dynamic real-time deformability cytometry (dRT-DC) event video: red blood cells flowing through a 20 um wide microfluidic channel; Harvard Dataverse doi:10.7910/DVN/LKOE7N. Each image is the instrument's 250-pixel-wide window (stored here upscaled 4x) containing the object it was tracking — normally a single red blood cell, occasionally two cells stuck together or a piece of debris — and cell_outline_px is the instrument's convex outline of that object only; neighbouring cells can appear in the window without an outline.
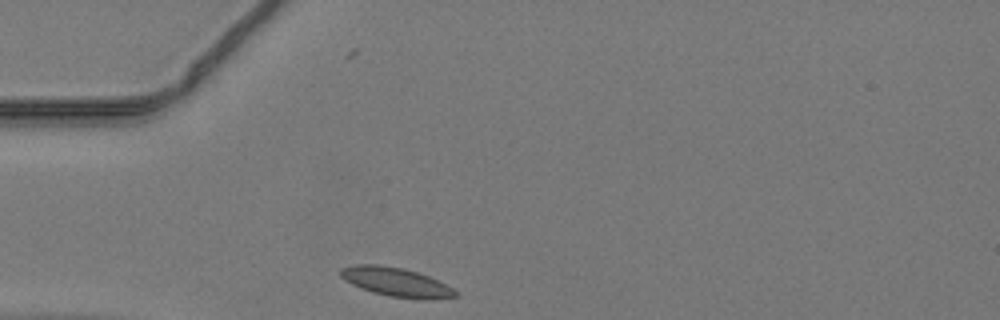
{"species": "common noctule bat (a hibernating species)", "species_latin": "Nyctalus noctula", "temperature_condition": "warm", "stored_images_in_passage": 28, "camera_frame_rate_fps": 3000, "um_per_image_px": 0.085, "animal": {"sex": "male", "body_mass_g": 19.2, "forearm_length_mm": 51.8}, "frame": {"image": 1, "passage_image": 1, "time_ms": 0.0, "image_size_px": [1000, 320], "cell_outline_px": [[460, 296], [432, 300], [420, 300], [388, 296], [372, 292], [360, 288], [344, 280], [340, 276], [340, 268], [356, 264], [380, 264], [404, 268], [428, 276], [452, 288]], "centroid_in_image_um": [33.65, 23.98], "position_along_channel_um": 51.3, "area_um2": 19.59}}
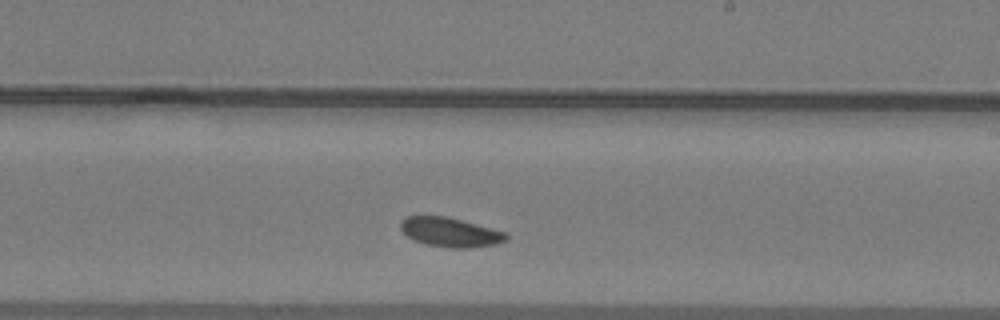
{"frame": {"image": 2, "passage_image": 16, "time_ms": 5.0, "image_size_px": [1000, 320], "cell_outline_px": [[508, 240], [496, 244], [468, 248], [456, 248], [428, 244], [416, 240], [408, 236], [400, 228], [400, 224], [408, 216], [444, 216], [508, 232]], "centroid_in_image_um": [38.34, 19.74], "position_along_channel_um": 250.7, "area_um2": 17.69}}
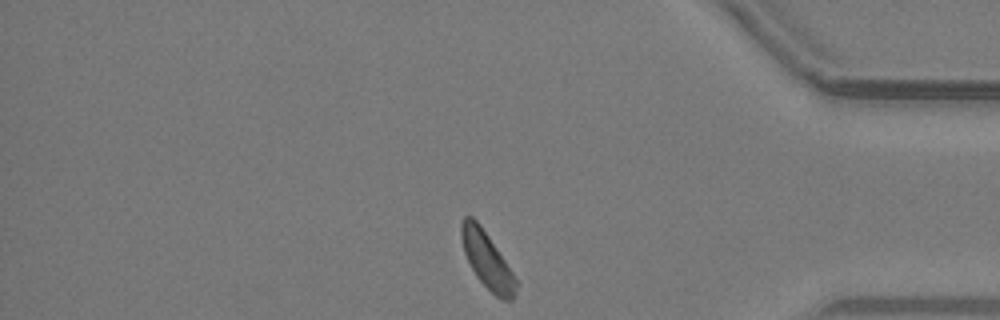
{"frame": {"image": 3, "passage_image": 28, "time_ms": 9.0, "image_size_px": [1000, 320], "cell_outline_px": [[520, 284], [512, 300], [504, 300], [496, 296], [476, 276], [464, 252], [460, 236], [460, 224], [464, 216], [472, 216], [480, 224]], "centroid_in_image_um": [41.4, 22.11], "position_along_channel_um": 393.8, "area_um2": 17.74}}